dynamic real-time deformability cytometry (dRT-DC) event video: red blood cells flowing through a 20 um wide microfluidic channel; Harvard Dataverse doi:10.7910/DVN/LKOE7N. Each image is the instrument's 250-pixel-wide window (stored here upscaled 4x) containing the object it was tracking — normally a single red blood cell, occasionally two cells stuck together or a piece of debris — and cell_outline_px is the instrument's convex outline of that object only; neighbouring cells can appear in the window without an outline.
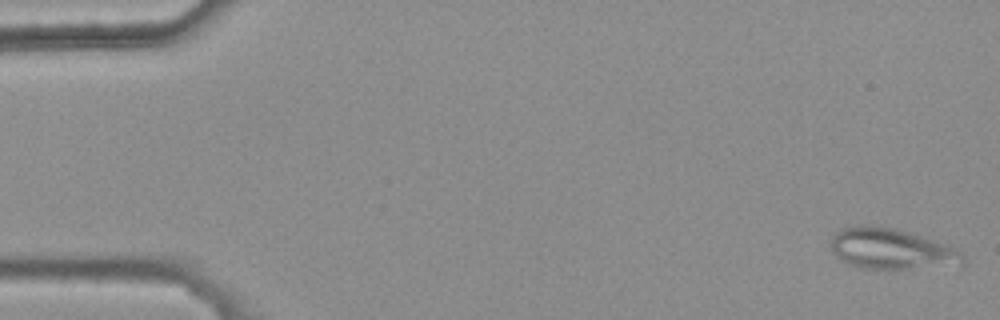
{"species": "common noctule bat (a hibernating species)", "species_latin": "Nyctalus noctula", "temperature_condition": "warm", "stored_images_in_passage": 46, "camera_frame_rate_fps": 3000, "um_per_image_px": 0.085, "animal": {"sex": "female", "body_mass_g": 25.1}, "frame": {"image": 1, "passage_image": 1, "time_ms": 0.0, "image_size_px": [1000, 320], "cell_outline_px": [[964, 264], [904, 268], [864, 268], [848, 264], [836, 256], [832, 252], [832, 236], [836, 232], [844, 228], [860, 224], [864, 224], [896, 228], [948, 244], [960, 252], [964, 256]], "centroid_in_image_um": [75.74, 21.13], "position_along_channel_um": 9.3, "area_um2": 30.98}}
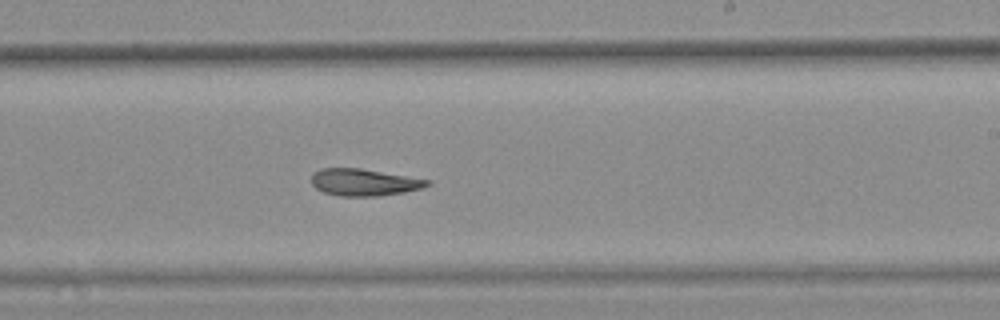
{"frame": {"image": 2, "passage_image": 32, "time_ms": 10.333, "image_size_px": [1000, 320], "cell_outline_px": [[432, 184], [420, 188], [404, 192], [380, 196], [340, 196], [324, 192], [316, 188], [312, 184], [312, 172], [320, 168], [360, 168], [432, 180]], "centroid_in_image_um": [30.95, 15.49], "position_along_channel_um": 258.1, "area_um2": 18.26}}
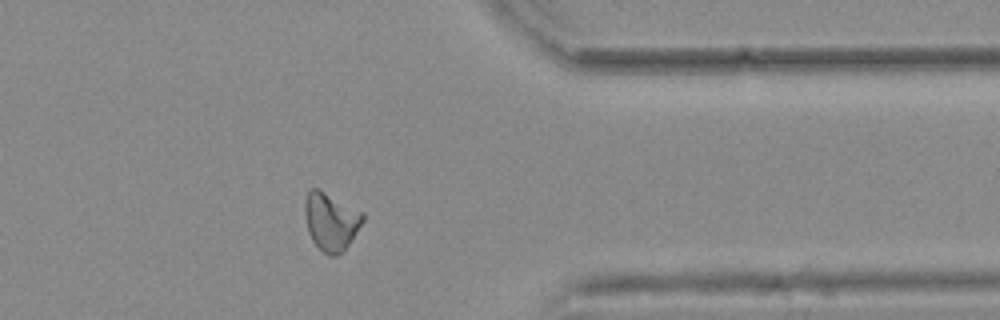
{"frame": {"image": 3, "passage_image": 43, "time_ms": 14.0, "image_size_px": [1000, 320], "cell_outline_px": [[364, 220], [352, 240], [344, 252], [336, 256], [328, 256], [312, 240], [308, 232], [304, 216], [304, 204], [308, 192], [312, 188], [316, 188], [364, 212]], "centroid_in_image_um": [28.14, 18.85], "position_along_channel_um": 383.3, "area_um2": 19.59}}